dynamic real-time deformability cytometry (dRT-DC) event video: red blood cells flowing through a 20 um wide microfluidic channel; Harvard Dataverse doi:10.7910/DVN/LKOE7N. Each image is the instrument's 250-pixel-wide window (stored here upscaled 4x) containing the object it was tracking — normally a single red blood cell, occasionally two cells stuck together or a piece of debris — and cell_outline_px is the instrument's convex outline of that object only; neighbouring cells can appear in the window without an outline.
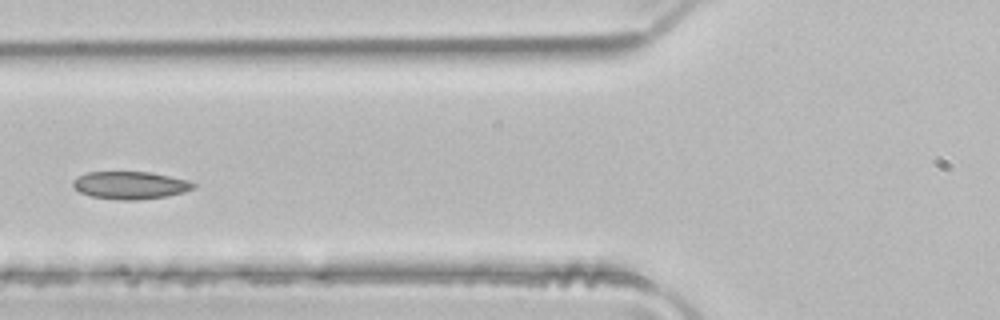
{"species": "common noctule bat (a hibernating species)", "species_latin": "Nyctalus noctula", "temperature_condition": "room temperature", "stored_images_in_passage": 4, "camera_frame_rate_fps": 3000, "um_per_image_px": 0.085, "animal": {"sex": "male", "body_mass_g": 21.5, "forearm_length_mm": 52.0}, "frame": {"image": 1, "passage_image": 4, "time_ms": 1.0, "image_size_px": [1000, 320], "cell_outline_px": [[196, 188], [184, 192], [168, 196], [136, 200], [116, 200], [92, 196], [80, 192], [72, 184], [72, 180], [88, 172], [152, 172], [188, 180], [196, 184]], "centroid_in_image_um": [11.11, 15.75], "position_along_channel_um": 114.7, "area_um2": 19.42}}